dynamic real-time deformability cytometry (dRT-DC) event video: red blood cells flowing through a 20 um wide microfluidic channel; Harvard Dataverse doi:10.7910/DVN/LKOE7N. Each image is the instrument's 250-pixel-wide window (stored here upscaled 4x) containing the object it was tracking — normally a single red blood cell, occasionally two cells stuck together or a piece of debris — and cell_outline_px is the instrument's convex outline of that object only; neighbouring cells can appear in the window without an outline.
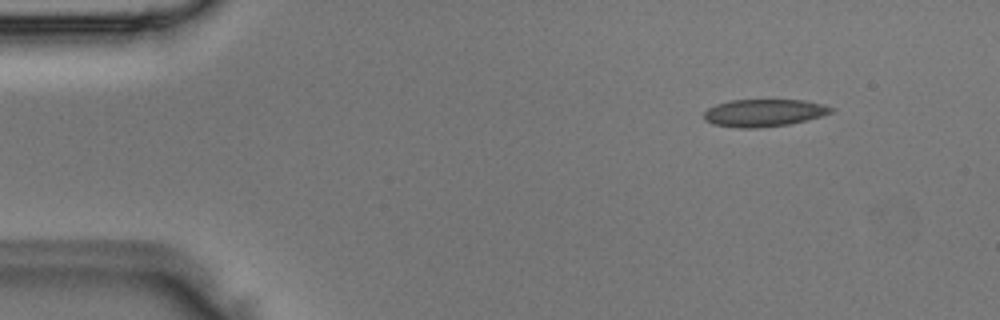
{"species": "Egyptian fruit bat (a non-hibernating species)", "species_latin": "Rousettus aegyptiacus", "temperature_condition": "room temperature", "stored_images_in_passage": 4, "camera_frame_rate_fps": 3000, "um_per_image_px": 0.085, "animal": {"sex": "male"}, "frame": {"image": 1, "passage_image": 1, "time_ms": 0.0, "image_size_px": [1000, 320], "cell_outline_px": [[836, 108], [832, 112], [824, 116], [808, 120], [788, 124], [760, 128], [740, 128], [712, 124], [704, 120], [704, 112], [708, 108], [716, 104], [728, 100], [804, 100], [824, 104]], "centroid_in_image_um": [64.96, 9.59], "position_along_channel_um": 20.0, "area_um2": 20.58}}